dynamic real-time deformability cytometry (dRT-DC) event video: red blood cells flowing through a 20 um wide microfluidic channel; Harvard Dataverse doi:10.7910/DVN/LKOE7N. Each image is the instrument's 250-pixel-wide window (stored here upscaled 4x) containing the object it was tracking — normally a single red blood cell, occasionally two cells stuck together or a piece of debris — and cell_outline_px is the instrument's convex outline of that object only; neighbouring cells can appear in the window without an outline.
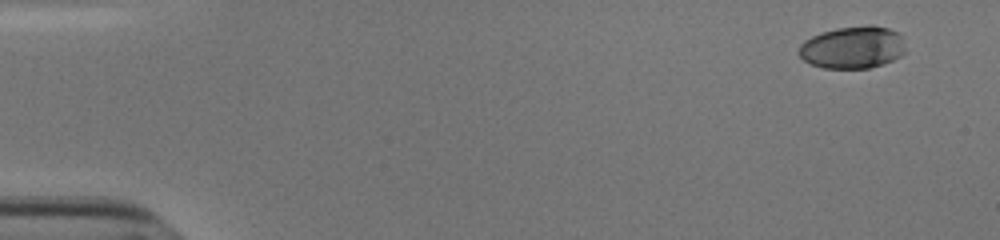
{"species": "human", "species_latin": "Homo sapiens", "temperature_condition": "cold", "stored_images_in_passage": 44, "camera_frame_rate_fps": 3000, "um_per_image_px": 0.085, "donor": {"sex": "male"}, "frame": {"image": 1, "passage_image": 1, "time_ms": 0.0, "image_size_px": [1000, 240], "cell_outline_px": [[904, 52], [900, 56], [884, 64], [868, 68], [824, 68], [812, 64], [804, 60], [800, 56], [800, 44], [804, 40], [820, 32], [836, 28], [868, 24], [872, 24], [888, 28], [896, 32], [900, 36], [904, 44]], "centroid_in_image_um": [72.47, 4.01], "position_along_channel_um": 12.5, "area_um2": 26.3}}
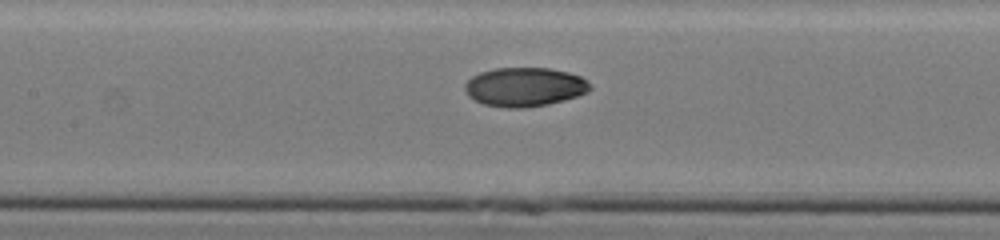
{"frame": {"image": 2, "passage_image": 24, "time_ms": 7.667, "image_size_px": [1000, 240], "cell_outline_px": [[592, 88], [588, 92], [564, 100], [548, 104], [524, 108], [508, 108], [484, 104], [468, 96], [464, 88], [464, 84], [472, 76], [480, 72], [496, 68], [552, 68], [568, 72], [580, 76]], "centroid_in_image_um": [44.57, 7.39], "position_along_channel_um": 162.8, "area_um2": 28.38}}
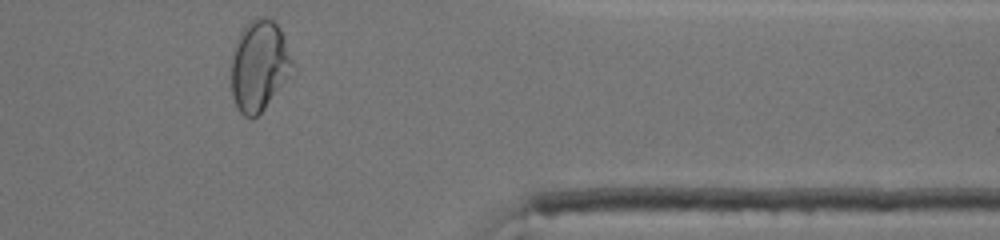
{"frame": {"image": 3, "passage_image": 43, "time_ms": 14.0, "image_size_px": [1000, 240], "cell_outline_px": [[296, 68], [264, 108], [256, 116], [244, 116], [236, 108], [232, 96], [232, 52], [236, 40], [240, 32], [248, 20], [256, 16], [268, 16], [280, 28]], "centroid_in_image_um": [22.03, 5.53], "position_along_channel_um": 389.4, "area_um2": 32.54}, "authors_computed_cell_mechanics": {"area_um2": 27.6862, "velocity_mm_per_s": 3.8262, "shape_relaxation_time_tau1_ms": 4.3972, "shape_relaxation_time_tau2_ms": null, "deformation_change_tau1": 0.1824, "deformation_change_tau2": null}}